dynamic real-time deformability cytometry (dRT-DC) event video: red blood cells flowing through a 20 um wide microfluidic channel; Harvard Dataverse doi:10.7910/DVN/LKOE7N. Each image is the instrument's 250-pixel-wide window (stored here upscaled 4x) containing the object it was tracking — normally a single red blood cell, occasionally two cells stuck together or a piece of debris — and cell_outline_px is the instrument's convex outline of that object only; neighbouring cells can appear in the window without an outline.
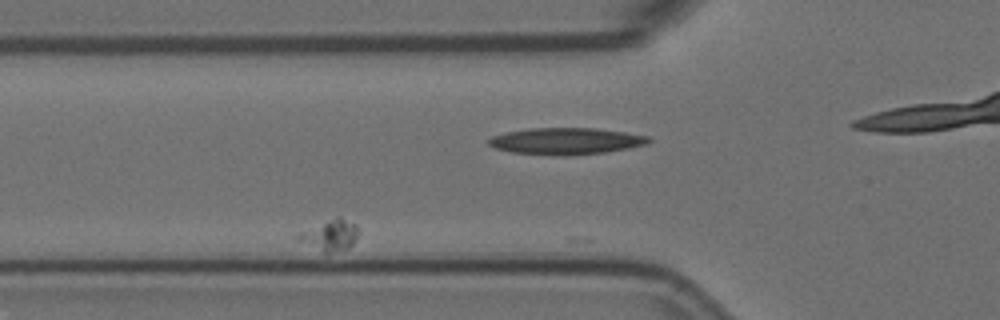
{"species": "Egyptian fruit bat (a non-hibernating species)", "species_latin": "Rousettus aegyptiacus", "temperature_condition": "room temperature", "stored_images_in_passage": 12, "camera_frame_rate_fps": 3000, "um_per_image_px": 0.085, "animal": {"sex": "female"}, "frame": {"image": 1, "passage_image": 4, "time_ms": 1.0, "image_size_px": [1000, 320], "cell_outline_px": [[360, 232], [352, 244], [348, 248], [328, 252], [296, 240], [296, 236], [300, 232], [336, 216], [340, 216], [356, 224]], "centroid_in_image_um": [28.09, 19.94], "position_along_channel_um": 97.7, "area_um2": 10.58}}
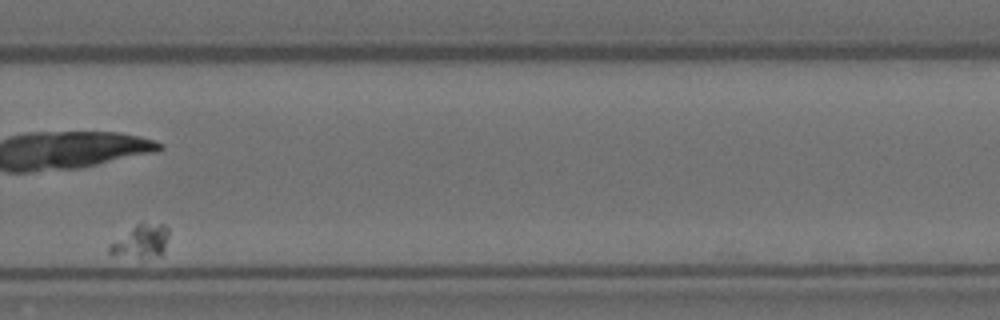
{"frame": {"image": 2, "passage_image": 11, "time_ms": 3.333, "image_size_px": [1000, 320], "cell_outline_px": [[168, 236], [164, 248], [160, 256], [112, 256], [108, 252], [108, 244], [140, 220], [164, 224], [168, 228]], "centroid_in_image_um": [11.95, 20.44], "position_along_channel_um": 317.9, "area_um2": 11.73}}